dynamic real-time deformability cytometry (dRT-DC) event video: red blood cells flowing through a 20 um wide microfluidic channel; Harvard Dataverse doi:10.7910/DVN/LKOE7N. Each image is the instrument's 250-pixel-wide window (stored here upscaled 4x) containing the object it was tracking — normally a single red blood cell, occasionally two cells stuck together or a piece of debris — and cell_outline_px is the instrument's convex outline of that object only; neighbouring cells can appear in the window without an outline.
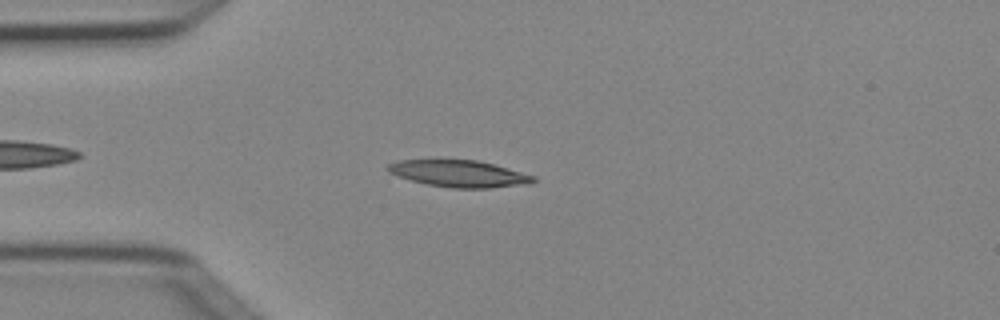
{"species": "Egyptian fruit bat (a non-hibernating species)", "species_latin": "Rousettus aegyptiacus", "temperature_condition": "cold", "stored_images_in_passage": 2, "camera_frame_rate_fps": 3000, "um_per_image_px": 0.085, "animal": {"sex": "female"}, "frame": {"image": 1, "passage_image": 2, "time_ms": 0.333, "image_size_px": [1000, 320], "cell_outline_px": [[536, 180], [532, 184], [492, 188], [452, 188], [428, 184], [412, 180], [388, 172], [384, 168], [388, 164], [396, 160], [476, 160], [492, 164], [536, 176]], "centroid_in_image_um": [39.04, 14.76], "position_along_channel_um": 46.0, "area_um2": 22.66}}